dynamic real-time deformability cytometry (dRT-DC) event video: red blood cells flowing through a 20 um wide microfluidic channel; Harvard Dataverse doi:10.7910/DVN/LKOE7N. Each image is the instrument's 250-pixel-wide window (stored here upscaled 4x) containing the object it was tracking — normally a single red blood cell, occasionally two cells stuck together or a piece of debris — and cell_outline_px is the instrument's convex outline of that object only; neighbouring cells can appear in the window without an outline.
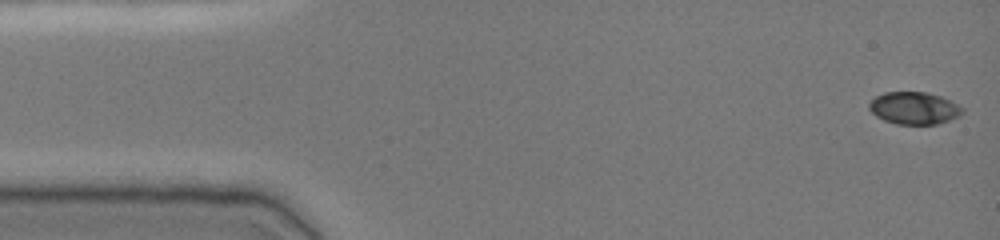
{"species": "common noctule bat (a hibernating species)", "species_latin": "Nyctalus noctula", "temperature_condition": "cold", "stored_images_in_passage": 48, "camera_frame_rate_fps": 3000, "um_per_image_px": 0.085, "animal": {"sex": "female", "body_mass_g": 19.0, "forearm_length_mm": 51.5}, "frame": {"image": 1, "passage_image": 1, "time_ms": 0.0, "image_size_px": [1000, 240], "cell_outline_px": [[964, 112], [960, 116], [936, 124], [896, 124], [884, 120], [876, 116], [868, 108], [868, 104], [876, 96], [884, 92], [928, 92], [940, 96], [964, 108]], "centroid_in_image_um": [77.69, 9.19], "position_along_channel_um": 7.3, "area_um2": 17.51}}
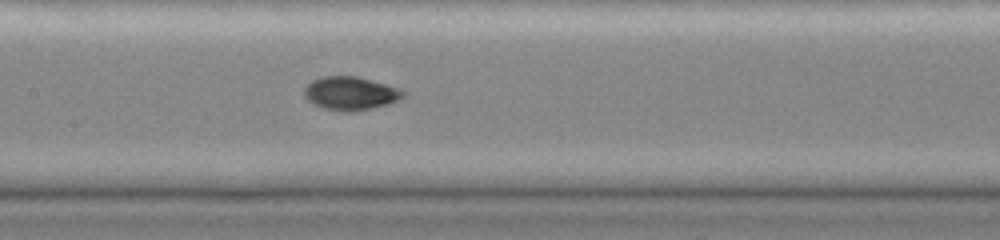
{"frame": {"image": 2, "passage_image": 23, "time_ms": 7.333, "image_size_px": [1000, 240], "cell_outline_px": [[408, 92], [404, 96], [388, 104], [372, 108], [348, 112], [324, 108], [312, 104], [304, 96], [304, 88], [312, 80], [324, 76], [356, 76], [400, 88]], "centroid_in_image_um": [29.79, 7.93], "position_along_channel_um": 177.6, "area_um2": 19.19}}
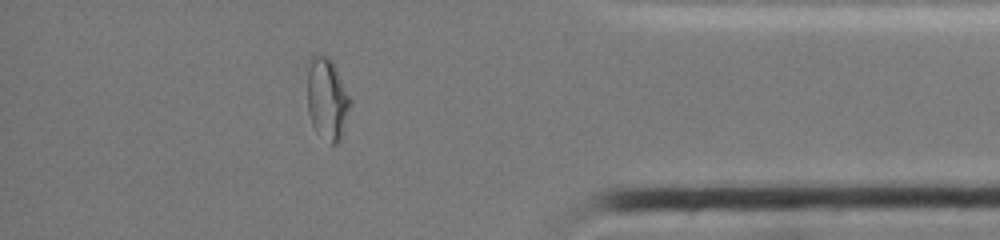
{"frame": {"image": 3, "passage_image": 42, "time_ms": 13.667, "image_size_px": [1000, 240], "cell_outline_px": [[352, 104], [340, 140], [336, 144], [328, 144], [316, 132], [312, 124], [308, 112], [308, 60], [312, 56], [320, 52], [328, 56], [332, 60], [352, 100]], "centroid_in_image_um": [27.81, 8.4], "position_along_channel_um": 407.4, "area_um2": 20.92}, "authors_computed_cell_mechanics": {"area_um2": 18.8428, "velocity_mm_per_s": 3.9032, "shape_relaxation_time_tau1_ms": null, "shape_relaxation_time_tau2_ms": 1.2147, "deformation_change_tau1": null, "deformation_change_tau2": 0.0393}}